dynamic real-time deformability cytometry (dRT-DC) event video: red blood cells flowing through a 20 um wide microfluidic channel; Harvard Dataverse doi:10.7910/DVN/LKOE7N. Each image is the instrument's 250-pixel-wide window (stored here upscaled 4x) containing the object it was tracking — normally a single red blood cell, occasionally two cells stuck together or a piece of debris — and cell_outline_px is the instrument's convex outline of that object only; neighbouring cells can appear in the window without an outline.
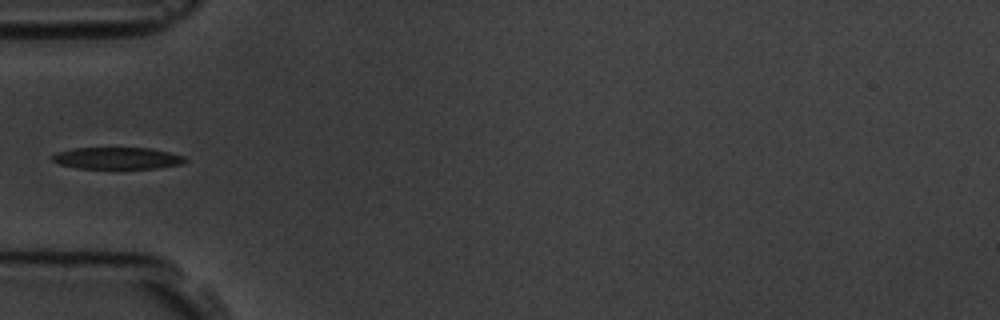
{"species": "common noctule bat (a hibernating species)", "species_latin": "Nyctalus noctula", "temperature_condition": "room temperature", "stored_images_in_passage": 5, "camera_frame_rate_fps": 3000, "um_per_image_px": 0.085, "animal": {"sex": "male", "body_mass_g": 19.5, "forearm_length_mm": 54.6}, "frame": {"image": 1, "passage_image": 4, "time_ms": 3.667, "image_size_px": [1000, 320], "cell_outline_px": [[188, 160], [184, 164], [156, 168], [76, 168], [60, 164], [52, 160], [48, 156], [56, 152], [72, 148], [152, 148], [184, 156]], "centroid_in_image_um": [9.95, 13.44], "position_along_channel_um": 75.0, "area_um2": 16.99}}
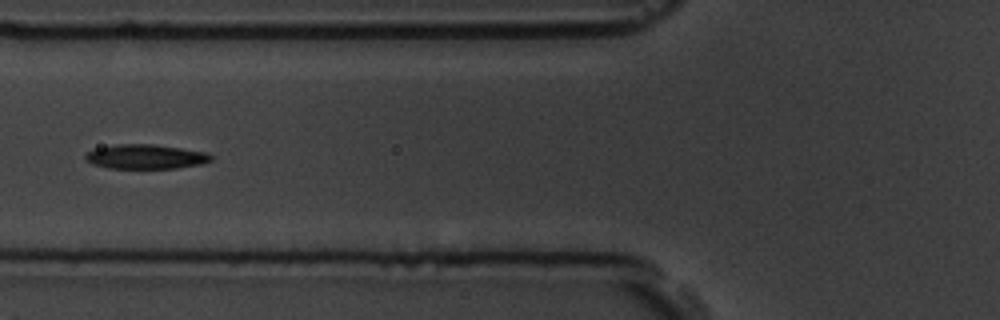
{"frame": {"image": 2, "passage_image": 5, "time_ms": 4.667, "image_size_px": [1000, 320], "cell_outline_px": [[212, 160], [200, 164], [176, 168], [108, 168], [92, 164], [84, 160], [84, 156], [88, 152], [96, 148], [116, 144], [152, 144], [208, 152], [212, 156]], "centroid_in_image_um": [12.36, 13.31], "position_along_channel_um": 113.4, "area_um2": 17.92}}